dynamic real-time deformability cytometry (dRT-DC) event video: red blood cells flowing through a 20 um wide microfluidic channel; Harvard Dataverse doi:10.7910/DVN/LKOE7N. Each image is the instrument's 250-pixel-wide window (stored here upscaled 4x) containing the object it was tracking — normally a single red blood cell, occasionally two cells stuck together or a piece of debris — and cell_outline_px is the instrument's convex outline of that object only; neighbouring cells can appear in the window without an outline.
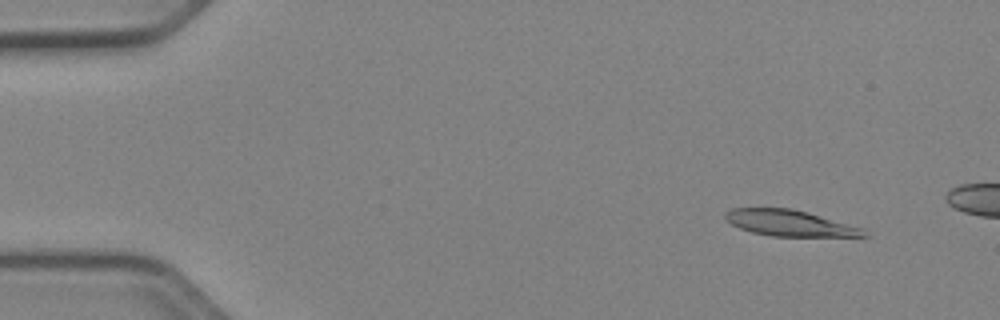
{"species": "Egyptian fruit bat (a non-hibernating species)", "species_latin": "Rousettus aegyptiacus", "temperature_condition": "cold", "stored_images_in_passage": 14, "camera_frame_rate_fps": 3000, "um_per_image_px": 0.085, "animal": {"sex": "female"}, "frame": {"image": 1, "passage_image": 5, "time_ms": 1.333, "image_size_px": [1000, 320], "cell_outline_px": [[872, 236], [772, 236], [752, 232], [740, 228], [732, 224], [724, 216], [724, 212], [732, 208], [792, 208], [808, 212], [864, 228]], "centroid_in_image_um": [67.16, 18.96], "position_along_channel_um": 17.8, "area_um2": 21.04}}